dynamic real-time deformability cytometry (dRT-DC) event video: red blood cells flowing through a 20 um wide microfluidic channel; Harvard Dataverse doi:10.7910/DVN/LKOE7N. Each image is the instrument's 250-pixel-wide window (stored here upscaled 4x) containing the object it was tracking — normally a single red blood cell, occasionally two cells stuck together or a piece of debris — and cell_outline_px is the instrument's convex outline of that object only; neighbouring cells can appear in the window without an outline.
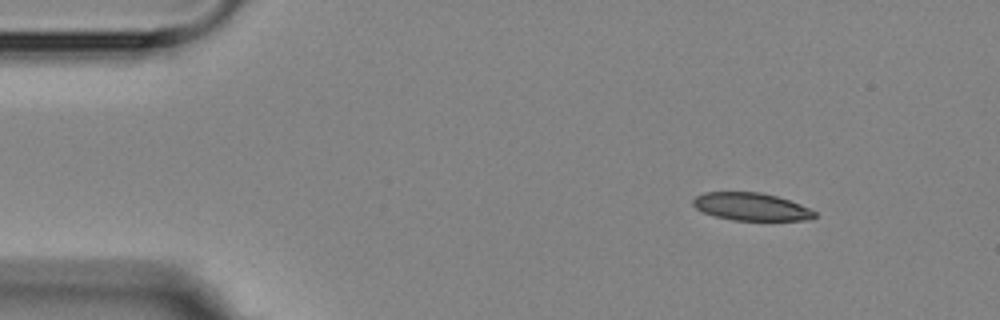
{"species": "Egyptian fruit bat (a non-hibernating species)", "species_latin": "Rousettus aegyptiacus", "temperature_condition": "room temperature", "stored_images_in_passage": 4, "camera_frame_rate_fps": 3000, "um_per_image_px": 0.085, "animal": {"sex": "female"}, "frame": {"image": 1, "passage_image": 1, "time_ms": 0.0, "image_size_px": [1000, 320], "cell_outline_px": [[816, 216], [804, 220], [732, 220], [716, 216], [704, 212], [696, 208], [692, 204], [692, 200], [696, 196], [704, 192], [760, 192], [776, 196], [800, 204], [816, 212]], "centroid_in_image_um": [63.82, 17.56], "position_along_channel_um": 21.2, "area_um2": 19.42}}